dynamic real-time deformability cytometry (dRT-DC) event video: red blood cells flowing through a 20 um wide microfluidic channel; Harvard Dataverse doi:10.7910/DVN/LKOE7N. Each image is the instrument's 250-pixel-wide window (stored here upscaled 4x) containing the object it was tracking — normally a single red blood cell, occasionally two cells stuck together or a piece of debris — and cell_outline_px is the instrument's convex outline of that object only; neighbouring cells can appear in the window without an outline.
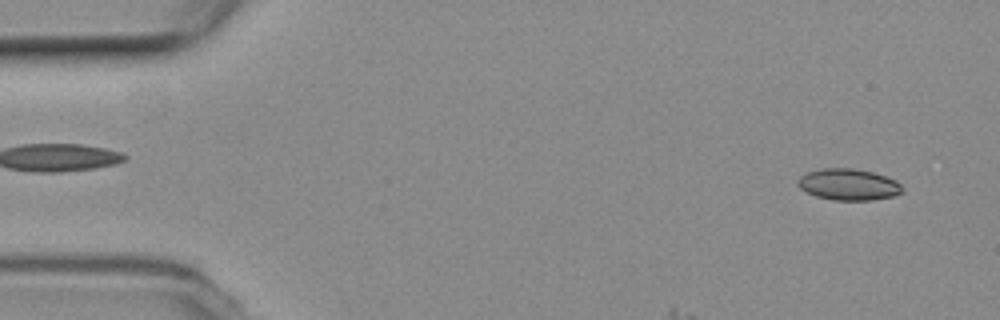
{"species": "common noctule bat (a hibernating species)", "species_latin": "Nyctalus noctula", "temperature_condition": "room temperature", "stored_images_in_passage": 9, "camera_frame_rate_fps": 3000, "um_per_image_px": 0.085, "animal": {"sex": "female", "body_mass_g": 19.3, "forearm_length_mm": 54.1}, "frame": {"image": 1, "passage_image": 3, "time_ms": 0.667, "image_size_px": [1000, 320], "cell_outline_px": [[904, 192], [892, 196], [872, 200], [832, 200], [816, 196], [800, 188], [796, 184], [796, 180], [804, 172], [820, 168], [852, 168], [872, 172], [896, 180], [904, 188]], "centroid_in_image_um": [72.09, 15.67], "position_along_channel_um": 12.9, "area_um2": 19.31}}